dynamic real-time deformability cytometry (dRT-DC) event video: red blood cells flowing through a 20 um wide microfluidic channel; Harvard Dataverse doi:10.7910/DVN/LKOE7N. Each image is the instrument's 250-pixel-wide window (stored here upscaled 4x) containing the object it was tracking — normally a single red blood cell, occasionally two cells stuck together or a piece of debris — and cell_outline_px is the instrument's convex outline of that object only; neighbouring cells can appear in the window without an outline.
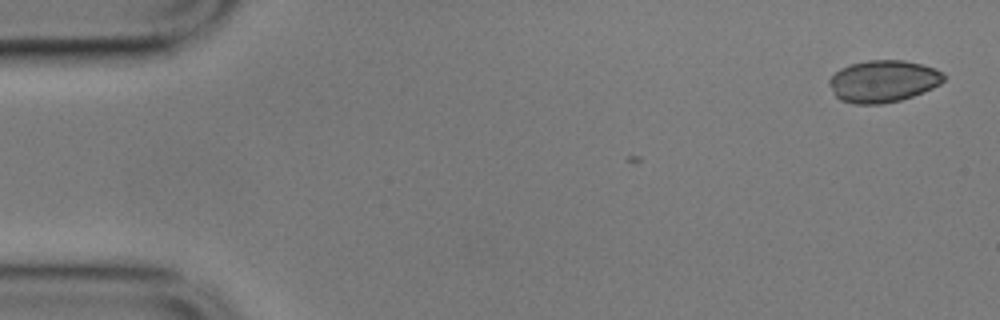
{"species": "common noctule bat (a hibernating species)", "species_latin": "Nyctalus noctula", "temperature_condition": "cold", "stored_images_in_passage": 2, "camera_frame_rate_fps": 3000, "um_per_image_px": 0.085, "animal": {"sex": "male", "body_mass_g": 17.9}, "frame": {"image": 1, "passage_image": 2, "time_ms": 0.333, "image_size_px": [1000, 320], "cell_outline_px": [[944, 80], [940, 84], [924, 92], [900, 100], [884, 104], [852, 104], [840, 100], [836, 96], [828, 84], [828, 80], [840, 68], [852, 64], [868, 60], [904, 60], [920, 64], [944, 72]], "centroid_in_image_um": [75.05, 6.91], "position_along_channel_um": 9.9, "area_um2": 28.03}}